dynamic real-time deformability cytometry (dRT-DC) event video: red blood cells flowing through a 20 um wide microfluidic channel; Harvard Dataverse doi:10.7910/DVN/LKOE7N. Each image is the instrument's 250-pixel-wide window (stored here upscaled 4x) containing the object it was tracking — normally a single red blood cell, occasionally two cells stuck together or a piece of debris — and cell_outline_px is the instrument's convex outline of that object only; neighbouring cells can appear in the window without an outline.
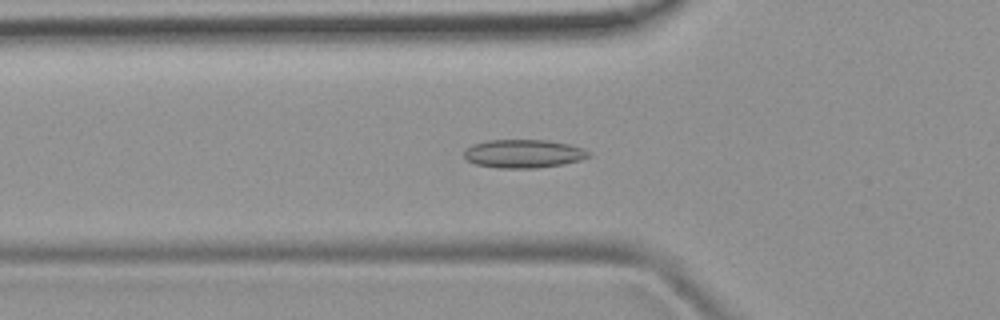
{"species": "common noctule bat (a hibernating species)", "species_latin": "Nyctalus noctula", "temperature_condition": "room temperature", "stored_images_in_passage": 50, "camera_frame_rate_fps": 3000, "um_per_image_px": 0.085, "animal": {"sex": "female", "body_mass_g": 19.9}, "frame": {"image": 1, "passage_image": 17, "time_ms": 5.333, "image_size_px": [1000, 320], "cell_outline_px": [[592, 156], [580, 160], [564, 164], [536, 168], [496, 168], [476, 164], [468, 160], [464, 156], [464, 148], [472, 144], [488, 140], [548, 140], [568, 144], [584, 148], [592, 152]], "centroid_in_image_um": [44.52, 13.06], "position_along_channel_um": 81.3, "area_um2": 20.87}}
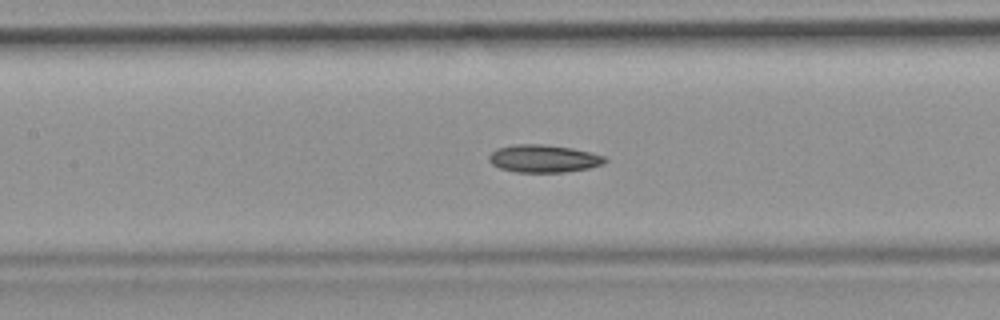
{"frame": {"image": 2, "passage_image": 23, "time_ms": 7.333, "image_size_px": [1000, 320], "cell_outline_px": [[608, 160], [604, 164], [588, 168], [564, 172], [516, 172], [500, 168], [492, 164], [488, 160], [488, 156], [496, 148], [516, 144], [544, 144], [572, 148], [592, 152], [604, 156]], "centroid_in_image_um": [46.21, 13.47], "position_along_channel_um": 161.2, "area_um2": 18.79}}
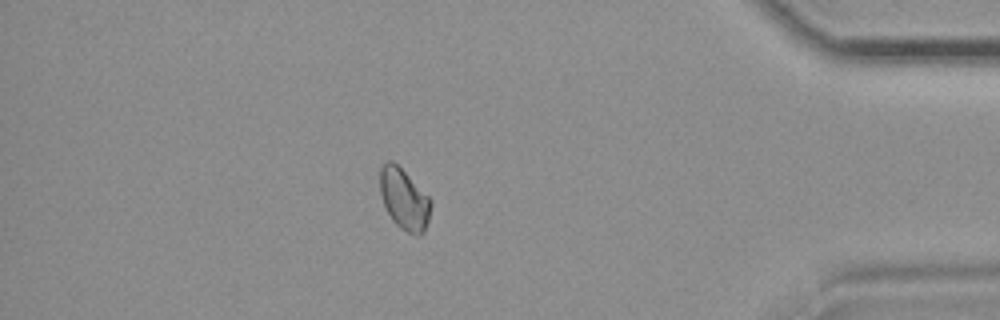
{"frame": {"image": 3, "passage_image": 44, "time_ms": 14.333, "image_size_px": [1000, 320], "cell_outline_px": [[432, 204], [428, 220], [424, 232], [420, 236], [416, 236], [400, 228], [392, 220], [384, 204], [380, 192], [380, 168], [388, 160], [392, 160], [432, 200]], "centroid_in_image_um": [34.36, 16.96], "position_along_channel_um": 400.8, "area_um2": 17.86}, "authors_computed_cell_mechanics": {"area_um2": 18.6405, "velocity_mm_per_s": 3.9724, "shape_relaxation_time_tau1_ms": null, "shape_relaxation_time_tau2_ms": 6.8427, "deformation_change_tau1": null, "deformation_change_tau2": 0.0816}}